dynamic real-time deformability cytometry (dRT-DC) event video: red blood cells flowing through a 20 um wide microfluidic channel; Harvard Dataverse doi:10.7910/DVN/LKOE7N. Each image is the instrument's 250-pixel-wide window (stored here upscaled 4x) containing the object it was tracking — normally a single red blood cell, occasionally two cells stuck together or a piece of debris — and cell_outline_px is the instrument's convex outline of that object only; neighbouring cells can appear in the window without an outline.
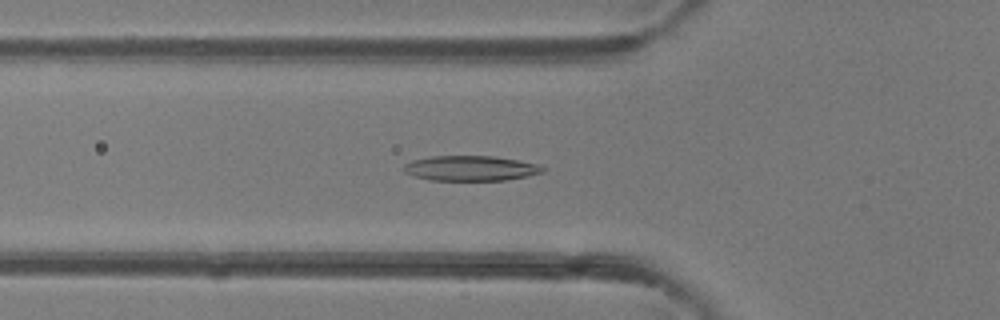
{"species": "common noctule bat (a hibernating species)", "species_latin": "Nyctalus noctula", "temperature_condition": "room temperature", "stored_images_in_passage": 48, "camera_frame_rate_fps": 3000, "um_per_image_px": 0.085, "animal": {"sex": "female"}, "frame": {"image": 1, "passage_image": 16, "time_ms": 5.0, "image_size_px": [1000, 320], "cell_outline_px": [[548, 168], [544, 172], [528, 176], [504, 180], [432, 180], [412, 176], [404, 172], [404, 164], [412, 160], [432, 156], [496, 156], [536, 164]], "centroid_in_image_um": [40.01, 14.3], "position_along_channel_um": 85.8, "area_um2": 20.35}}
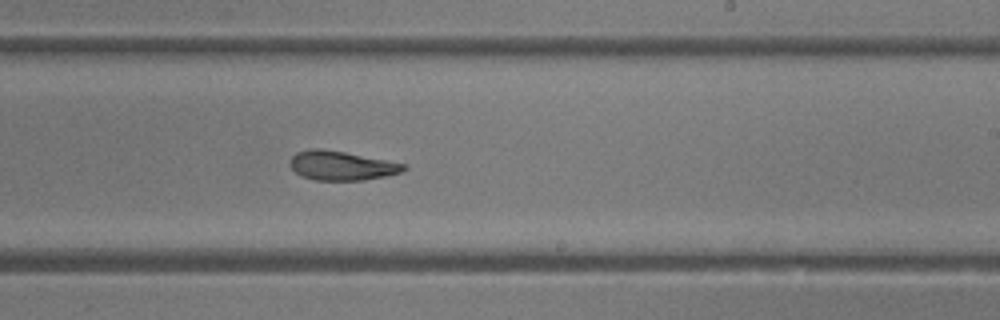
{"frame": {"image": 2, "passage_image": 28, "time_ms": 9.0, "image_size_px": [1000, 320], "cell_outline_px": [[408, 168], [404, 172], [364, 180], [316, 180], [300, 176], [292, 168], [292, 156], [296, 152], [308, 148], [320, 148], [344, 152], [408, 164]], "centroid_in_image_um": [29.07, 14.07], "position_along_channel_um": 259.9, "area_um2": 19.36}}
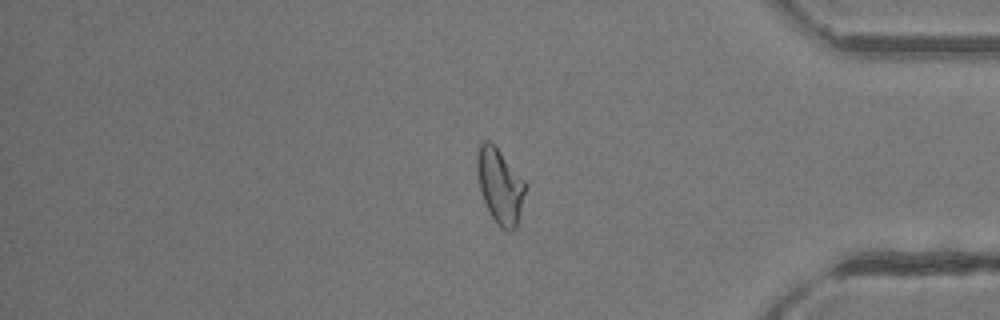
{"frame": {"image": 3, "passage_image": 39, "time_ms": 12.667, "image_size_px": [1000, 320], "cell_outline_px": [[524, 192], [516, 228], [512, 232], [508, 232], [500, 228], [496, 224], [488, 212], [480, 188], [476, 172], [476, 156], [480, 144], [484, 140], [488, 140], [500, 152], [524, 180]], "centroid_in_image_um": [42.45, 15.84], "position_along_channel_um": 392.7, "area_um2": 20.75}, "authors_computed_cell_mechanics": {"area_um2": 20.7502, "velocity_mm_per_s": 4.3384, "shape_relaxation_time_tau1_ms": 7.0693, "shape_relaxation_time_tau2_ms": 2.6481, "deformation_change_tau1": 0.2142, "deformation_change_tau2": 0.1116}}